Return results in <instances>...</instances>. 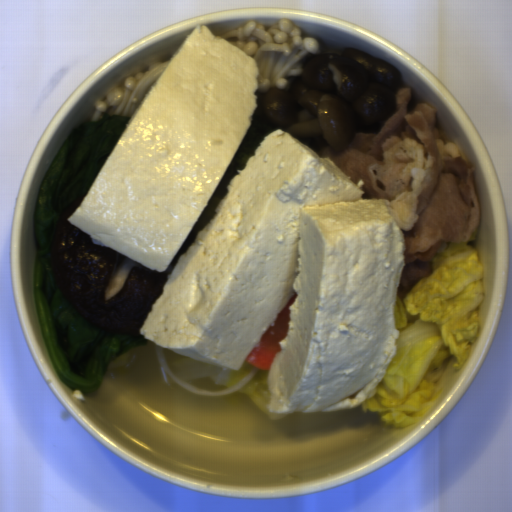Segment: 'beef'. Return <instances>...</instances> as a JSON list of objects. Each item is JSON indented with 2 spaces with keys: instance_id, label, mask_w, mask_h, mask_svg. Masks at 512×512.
<instances>
[{
  "instance_id": "1",
  "label": "beef",
  "mask_w": 512,
  "mask_h": 512,
  "mask_svg": "<svg viewBox=\"0 0 512 512\" xmlns=\"http://www.w3.org/2000/svg\"><path fill=\"white\" fill-rule=\"evenodd\" d=\"M393 115L376 133H356L344 151L320 147L362 190L386 200L402 233L405 267L399 291L430 277L441 247L469 240L480 220L473 164L459 143L442 139L436 109L410 86L394 93Z\"/></svg>"
}]
</instances>
